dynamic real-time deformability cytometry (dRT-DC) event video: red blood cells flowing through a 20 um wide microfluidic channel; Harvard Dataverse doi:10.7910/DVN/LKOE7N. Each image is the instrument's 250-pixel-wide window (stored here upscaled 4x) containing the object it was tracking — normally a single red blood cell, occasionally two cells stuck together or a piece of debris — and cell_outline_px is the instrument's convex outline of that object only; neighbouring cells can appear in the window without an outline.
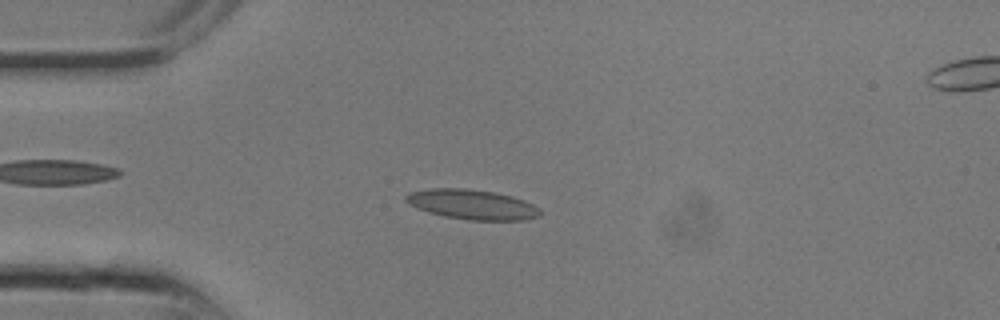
{"species": "common noctule bat (a hibernating species)", "species_latin": "Nyctalus noctula", "temperature_condition": "room temperature", "stored_images_in_passage": 16, "camera_frame_rate_fps": 3000, "um_per_image_px": 0.085, "animal": {"sex": "male", "body_mass_g": 13.3}, "frame": {"image": 1, "passage_image": 7, "time_ms": 2.0, "image_size_px": [1000, 320], "cell_outline_px": [[540, 216], [524, 220], [468, 220], [444, 216], [428, 212], [416, 208], [408, 204], [404, 200], [404, 196], [408, 192], [432, 188], [464, 188], [492, 192], [512, 196], [524, 200], [540, 208]], "centroid_in_image_um": [40.09, 17.38], "position_along_channel_um": 44.9, "area_um2": 23.47}}
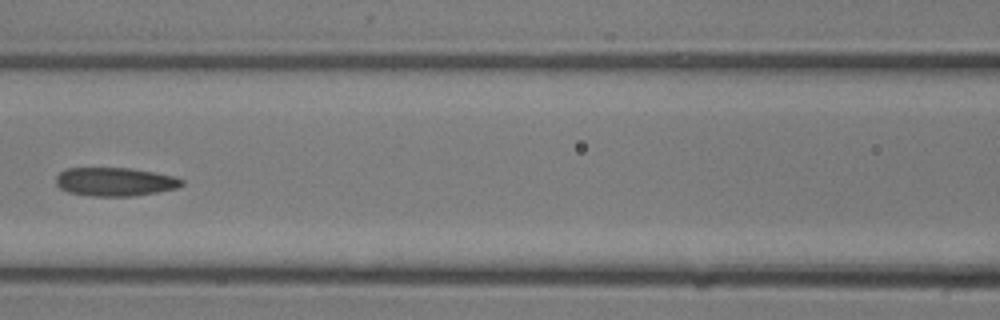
{"frame": {"image": 2, "passage_image": 12, "time_ms": 3.667, "image_size_px": [1000, 320], "cell_outline_px": [[184, 184], [176, 188], [136, 196], [92, 196], [68, 192], [60, 188], [56, 184], [56, 176], [60, 172], [68, 168], [128, 168], [176, 176], [184, 180]], "centroid_in_image_um": [9.78, 15.45], "position_along_channel_um": 156.8, "area_um2": 20.92}}
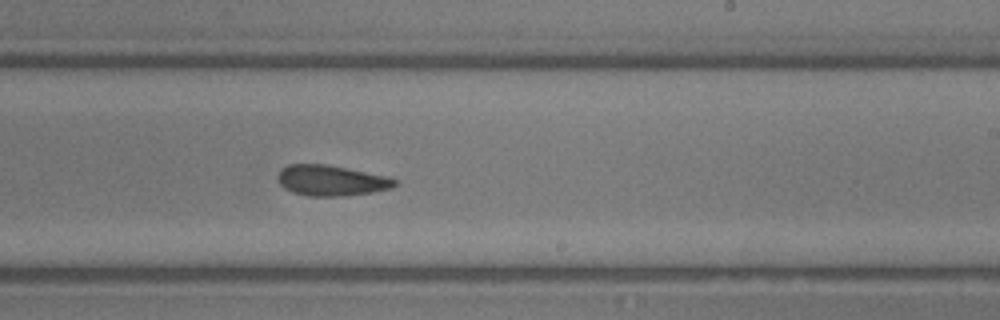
{"frame": {"image": 3, "passage_image": 16, "time_ms": 5.0, "image_size_px": [1000, 320], "cell_outline_px": [[396, 184], [392, 188], [372, 192], [344, 196], [308, 196], [292, 192], [284, 188], [280, 184], [276, 176], [280, 168], [288, 164], [324, 164], [388, 176], [396, 180]], "centroid_in_image_um": [28.11, 15.34], "position_along_channel_um": 260.9, "area_um2": 20.92}}